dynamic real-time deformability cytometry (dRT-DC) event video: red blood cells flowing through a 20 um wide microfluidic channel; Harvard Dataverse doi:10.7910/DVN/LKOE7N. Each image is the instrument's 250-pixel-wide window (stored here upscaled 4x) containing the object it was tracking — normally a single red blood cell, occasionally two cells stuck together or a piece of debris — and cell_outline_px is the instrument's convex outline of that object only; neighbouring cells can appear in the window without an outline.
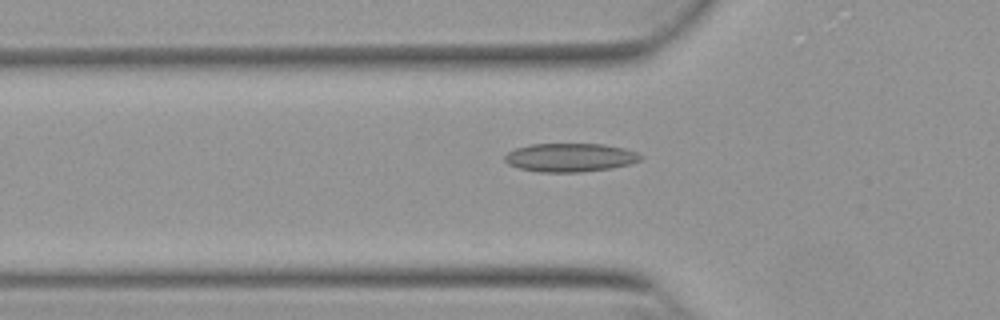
{"species": "Egyptian fruit bat (a non-hibernating species)", "species_latin": "Rousettus aegyptiacus", "temperature_condition": "warm", "stored_images_in_passage": 15, "camera_frame_rate_fps": 3000, "um_per_image_px": 0.085, "animal": {"sex": "female"}, "frame": {"image": 1, "passage_image": 3, "time_ms": 0.667, "image_size_px": [1000, 320], "cell_outline_px": [[644, 156], [640, 160], [628, 164], [612, 168], [580, 172], [536, 172], [520, 168], [508, 164], [504, 160], [504, 156], [508, 152], [516, 148], [532, 144], [604, 144], [624, 148], [636, 152]], "centroid_in_image_um": [48.45, 13.39], "position_along_channel_um": 77.3, "area_um2": 22.6}}
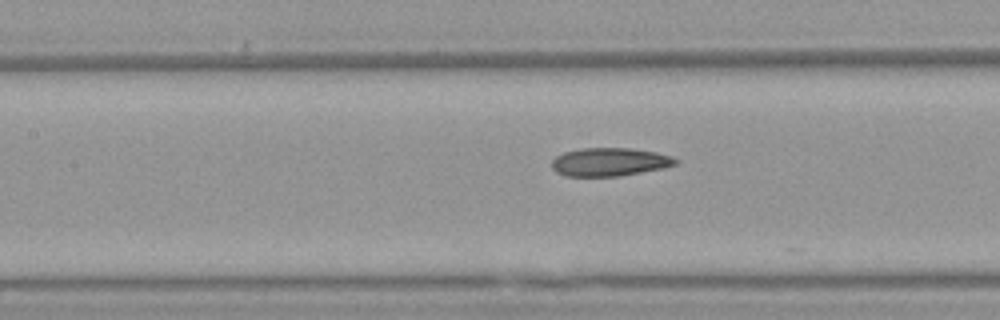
{"frame": {"image": 2, "passage_image": 9, "time_ms": 2.667, "image_size_px": [1000, 320], "cell_outline_px": [[680, 160], [676, 164], [664, 168], [620, 176], [564, 176], [556, 172], [552, 168], [552, 160], [556, 156], [564, 152], [580, 148], [632, 148], [656, 152], [672, 156]], "centroid_in_image_um": [51.83, 13.76], "position_along_channel_um": 155.6, "area_um2": 20.58}}
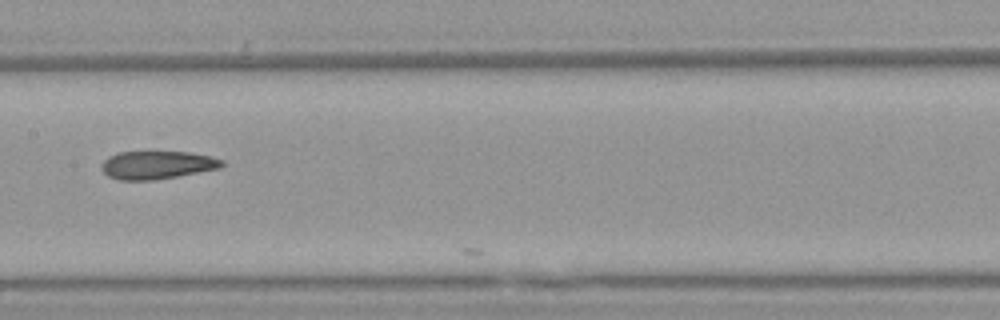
{"frame": {"image": 3, "passage_image": 12, "time_ms": 3.667, "image_size_px": [1000, 320], "cell_outline_px": [[224, 164], [220, 168], [176, 176], [152, 180], [120, 180], [108, 176], [100, 168], [100, 164], [108, 156], [116, 152], [148, 148], [188, 152], [212, 156], [224, 160]], "centroid_in_image_um": [13.3, 13.95], "position_along_channel_um": 194.1, "area_um2": 20.75}}